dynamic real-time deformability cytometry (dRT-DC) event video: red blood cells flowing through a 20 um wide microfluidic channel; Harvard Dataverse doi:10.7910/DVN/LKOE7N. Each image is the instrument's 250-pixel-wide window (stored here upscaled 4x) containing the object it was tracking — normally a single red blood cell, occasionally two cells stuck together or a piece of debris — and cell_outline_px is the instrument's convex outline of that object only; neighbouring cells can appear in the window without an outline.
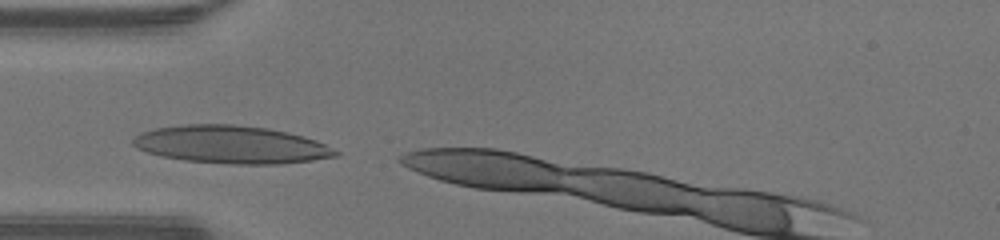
{"species": "human", "species_latin": "Homo sapiens", "temperature_condition": "warm", "stored_images_in_passage": 4, "camera_frame_rate_fps": 3000, "um_per_image_px": 0.085, "donor": {"sex": "male"}, "frame": {"image": 1, "passage_image": 1, "time_ms": 0.0, "image_size_px": [1000, 240], "cell_outline_px": [[340, 156], [312, 160], [280, 164], [232, 164], [184, 160], [160, 156], [136, 148], [132, 144], [132, 140], [140, 132], [156, 128], [180, 124], [232, 124], [268, 128], [288, 132], [304, 136], [316, 140], [340, 152]], "centroid_in_image_um": [19.65, 12.29], "position_along_channel_um": 65.4, "area_um2": 44.8}}